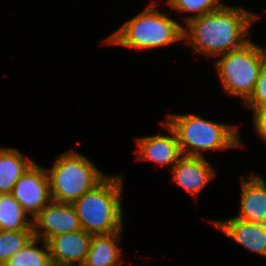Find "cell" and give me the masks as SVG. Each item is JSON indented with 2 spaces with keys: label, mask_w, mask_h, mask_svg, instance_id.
<instances>
[{
  "label": "cell",
  "mask_w": 266,
  "mask_h": 266,
  "mask_svg": "<svg viewBox=\"0 0 266 266\" xmlns=\"http://www.w3.org/2000/svg\"><path fill=\"white\" fill-rule=\"evenodd\" d=\"M124 177L107 175L73 205L81 229L92 235L123 231L122 191Z\"/></svg>",
  "instance_id": "cell-2"
},
{
  "label": "cell",
  "mask_w": 266,
  "mask_h": 266,
  "mask_svg": "<svg viewBox=\"0 0 266 266\" xmlns=\"http://www.w3.org/2000/svg\"><path fill=\"white\" fill-rule=\"evenodd\" d=\"M224 4L221 0H174L169 7L171 11L176 10L180 14H191L184 16V18L182 17L184 25L193 18L220 9Z\"/></svg>",
  "instance_id": "cell-19"
},
{
  "label": "cell",
  "mask_w": 266,
  "mask_h": 266,
  "mask_svg": "<svg viewBox=\"0 0 266 266\" xmlns=\"http://www.w3.org/2000/svg\"><path fill=\"white\" fill-rule=\"evenodd\" d=\"M123 231L92 235L90 249L82 266H117L123 259L121 236Z\"/></svg>",
  "instance_id": "cell-14"
},
{
  "label": "cell",
  "mask_w": 266,
  "mask_h": 266,
  "mask_svg": "<svg viewBox=\"0 0 266 266\" xmlns=\"http://www.w3.org/2000/svg\"><path fill=\"white\" fill-rule=\"evenodd\" d=\"M168 134H157L150 136H142L136 138V159L147 160L156 163L159 166H170V170L174 164L183 156L178 143L175 130L165 120L160 122Z\"/></svg>",
  "instance_id": "cell-9"
},
{
  "label": "cell",
  "mask_w": 266,
  "mask_h": 266,
  "mask_svg": "<svg viewBox=\"0 0 266 266\" xmlns=\"http://www.w3.org/2000/svg\"><path fill=\"white\" fill-rule=\"evenodd\" d=\"M265 54L266 47L250 39L242 47L217 56L214 66L223 91L244 104L254 92Z\"/></svg>",
  "instance_id": "cell-6"
},
{
  "label": "cell",
  "mask_w": 266,
  "mask_h": 266,
  "mask_svg": "<svg viewBox=\"0 0 266 266\" xmlns=\"http://www.w3.org/2000/svg\"><path fill=\"white\" fill-rule=\"evenodd\" d=\"M164 120L175 130L182 155L205 157V151L244 147L239 125L204 119L192 113H171Z\"/></svg>",
  "instance_id": "cell-4"
},
{
  "label": "cell",
  "mask_w": 266,
  "mask_h": 266,
  "mask_svg": "<svg viewBox=\"0 0 266 266\" xmlns=\"http://www.w3.org/2000/svg\"><path fill=\"white\" fill-rule=\"evenodd\" d=\"M242 105L251 109L253 116L260 110L266 108V54L263 57L254 92Z\"/></svg>",
  "instance_id": "cell-20"
},
{
  "label": "cell",
  "mask_w": 266,
  "mask_h": 266,
  "mask_svg": "<svg viewBox=\"0 0 266 266\" xmlns=\"http://www.w3.org/2000/svg\"><path fill=\"white\" fill-rule=\"evenodd\" d=\"M170 12L156 6H146L125 21L115 32L103 40L104 45H119L130 49L151 50L183 41V24L174 20Z\"/></svg>",
  "instance_id": "cell-3"
},
{
  "label": "cell",
  "mask_w": 266,
  "mask_h": 266,
  "mask_svg": "<svg viewBox=\"0 0 266 266\" xmlns=\"http://www.w3.org/2000/svg\"><path fill=\"white\" fill-rule=\"evenodd\" d=\"M92 234L83 229L59 234L48 242L53 266H82L90 249Z\"/></svg>",
  "instance_id": "cell-11"
},
{
  "label": "cell",
  "mask_w": 266,
  "mask_h": 266,
  "mask_svg": "<svg viewBox=\"0 0 266 266\" xmlns=\"http://www.w3.org/2000/svg\"><path fill=\"white\" fill-rule=\"evenodd\" d=\"M14 147H0V194L11 193L16 181L34 163Z\"/></svg>",
  "instance_id": "cell-15"
},
{
  "label": "cell",
  "mask_w": 266,
  "mask_h": 266,
  "mask_svg": "<svg viewBox=\"0 0 266 266\" xmlns=\"http://www.w3.org/2000/svg\"><path fill=\"white\" fill-rule=\"evenodd\" d=\"M252 120L256 136L266 143V108L252 116Z\"/></svg>",
  "instance_id": "cell-21"
},
{
  "label": "cell",
  "mask_w": 266,
  "mask_h": 266,
  "mask_svg": "<svg viewBox=\"0 0 266 266\" xmlns=\"http://www.w3.org/2000/svg\"><path fill=\"white\" fill-rule=\"evenodd\" d=\"M43 244L38 247V243ZM3 266H53L47 242L33 237L17 251Z\"/></svg>",
  "instance_id": "cell-17"
},
{
  "label": "cell",
  "mask_w": 266,
  "mask_h": 266,
  "mask_svg": "<svg viewBox=\"0 0 266 266\" xmlns=\"http://www.w3.org/2000/svg\"><path fill=\"white\" fill-rule=\"evenodd\" d=\"M123 263H125V262H124V260L122 259V260L117 264V266H122Z\"/></svg>",
  "instance_id": "cell-23"
},
{
  "label": "cell",
  "mask_w": 266,
  "mask_h": 266,
  "mask_svg": "<svg viewBox=\"0 0 266 266\" xmlns=\"http://www.w3.org/2000/svg\"><path fill=\"white\" fill-rule=\"evenodd\" d=\"M81 230L71 203L51 201L33 219L34 237L48 242L59 234Z\"/></svg>",
  "instance_id": "cell-8"
},
{
  "label": "cell",
  "mask_w": 266,
  "mask_h": 266,
  "mask_svg": "<svg viewBox=\"0 0 266 266\" xmlns=\"http://www.w3.org/2000/svg\"><path fill=\"white\" fill-rule=\"evenodd\" d=\"M160 1V0H159ZM174 0H166V1H164L165 2V4L167 5V6H170L171 5V3L173 2ZM158 2L157 1H155V0H153L152 2H150L149 4H148V6H156V7H158Z\"/></svg>",
  "instance_id": "cell-22"
},
{
  "label": "cell",
  "mask_w": 266,
  "mask_h": 266,
  "mask_svg": "<svg viewBox=\"0 0 266 266\" xmlns=\"http://www.w3.org/2000/svg\"><path fill=\"white\" fill-rule=\"evenodd\" d=\"M46 171L52 201L65 203L79 199L108 175L74 149L63 151Z\"/></svg>",
  "instance_id": "cell-5"
},
{
  "label": "cell",
  "mask_w": 266,
  "mask_h": 266,
  "mask_svg": "<svg viewBox=\"0 0 266 266\" xmlns=\"http://www.w3.org/2000/svg\"><path fill=\"white\" fill-rule=\"evenodd\" d=\"M172 180L195 200L217 172L206 157L183 155L170 170Z\"/></svg>",
  "instance_id": "cell-10"
},
{
  "label": "cell",
  "mask_w": 266,
  "mask_h": 266,
  "mask_svg": "<svg viewBox=\"0 0 266 266\" xmlns=\"http://www.w3.org/2000/svg\"><path fill=\"white\" fill-rule=\"evenodd\" d=\"M0 230H33V220L11 193L0 194Z\"/></svg>",
  "instance_id": "cell-16"
},
{
  "label": "cell",
  "mask_w": 266,
  "mask_h": 266,
  "mask_svg": "<svg viewBox=\"0 0 266 266\" xmlns=\"http://www.w3.org/2000/svg\"><path fill=\"white\" fill-rule=\"evenodd\" d=\"M11 194L33 220L52 201L46 168L34 162L16 181Z\"/></svg>",
  "instance_id": "cell-7"
},
{
  "label": "cell",
  "mask_w": 266,
  "mask_h": 266,
  "mask_svg": "<svg viewBox=\"0 0 266 266\" xmlns=\"http://www.w3.org/2000/svg\"><path fill=\"white\" fill-rule=\"evenodd\" d=\"M240 176L239 215L235 218L247 222L266 224V180L254 171Z\"/></svg>",
  "instance_id": "cell-12"
},
{
  "label": "cell",
  "mask_w": 266,
  "mask_h": 266,
  "mask_svg": "<svg viewBox=\"0 0 266 266\" xmlns=\"http://www.w3.org/2000/svg\"><path fill=\"white\" fill-rule=\"evenodd\" d=\"M259 17L245 7L225 3L220 9L185 23L183 43L194 53L217 57L248 42L251 28Z\"/></svg>",
  "instance_id": "cell-1"
},
{
  "label": "cell",
  "mask_w": 266,
  "mask_h": 266,
  "mask_svg": "<svg viewBox=\"0 0 266 266\" xmlns=\"http://www.w3.org/2000/svg\"><path fill=\"white\" fill-rule=\"evenodd\" d=\"M208 222L236 244L266 259V224L247 222L235 217Z\"/></svg>",
  "instance_id": "cell-13"
},
{
  "label": "cell",
  "mask_w": 266,
  "mask_h": 266,
  "mask_svg": "<svg viewBox=\"0 0 266 266\" xmlns=\"http://www.w3.org/2000/svg\"><path fill=\"white\" fill-rule=\"evenodd\" d=\"M34 237L33 230H0V266H3L17 251Z\"/></svg>",
  "instance_id": "cell-18"
}]
</instances>
